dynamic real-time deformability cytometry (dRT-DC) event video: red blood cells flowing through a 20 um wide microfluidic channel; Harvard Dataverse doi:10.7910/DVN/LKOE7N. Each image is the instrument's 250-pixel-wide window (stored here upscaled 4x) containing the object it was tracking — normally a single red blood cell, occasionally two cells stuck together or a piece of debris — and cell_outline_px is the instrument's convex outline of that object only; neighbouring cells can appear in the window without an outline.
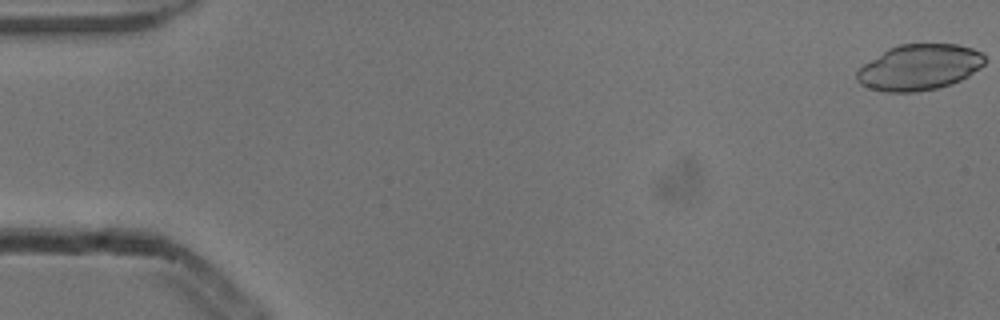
{"species": "common noctule bat (a hibernating species)", "species_latin": "Nyctalus noctula", "temperature_condition": "cold", "stored_images_in_passage": 39, "camera_frame_rate_fps": 3000, "um_per_image_px": 0.085, "animal": {"sex": "male", "body_mass_g": 13.3}, "frame": {"image": 1, "passage_image": 1, "time_ms": 0.0, "image_size_px": [1000, 320], "cell_outline_px": [[984, 64], [980, 68], [968, 76], [952, 84], [936, 88], [916, 92], [884, 92], [860, 84], [856, 80], [856, 72], [864, 64], [888, 48], [900, 44], [956, 44], [972, 48], [980, 52], [984, 56]], "centroid_in_image_um": [78.13, 5.72], "position_along_channel_um": 6.9, "area_um2": 34.04}}